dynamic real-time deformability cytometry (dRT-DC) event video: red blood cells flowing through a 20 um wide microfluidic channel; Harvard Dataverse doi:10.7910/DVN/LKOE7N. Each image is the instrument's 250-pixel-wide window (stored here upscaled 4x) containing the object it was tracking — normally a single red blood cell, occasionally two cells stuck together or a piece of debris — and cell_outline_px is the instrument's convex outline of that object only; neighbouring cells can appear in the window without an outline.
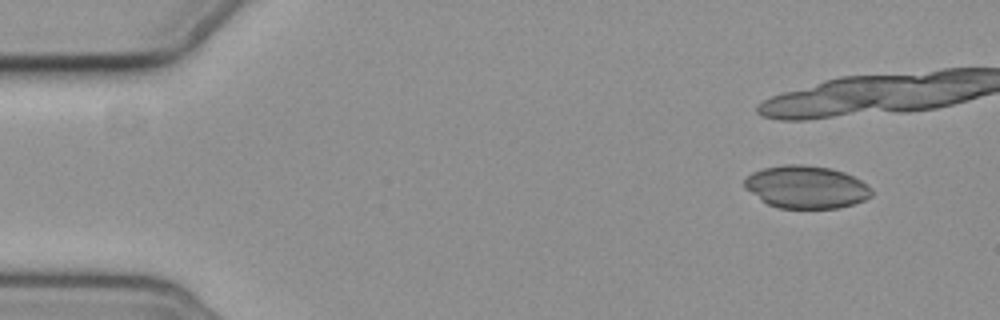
{"species": "common noctule bat (a hibernating species)", "species_latin": "Nyctalus noctula", "temperature_condition": "cold", "stored_images_in_passage": 5, "camera_frame_rate_fps": 3000, "um_per_image_px": 0.085, "animal": {"sex": "female", "body_mass_g": 19.3, "forearm_length_mm": 54.1}, "frame": {"image": 1, "passage_image": 1, "time_ms": 0.0, "image_size_px": [1000, 320], "cell_outline_px": [[872, 196], [864, 200], [840, 208], [780, 208], [768, 204], [760, 200], [744, 188], [744, 180], [752, 172], [764, 168], [784, 164], [804, 164], [832, 168], [844, 172], [860, 180], [872, 188]], "centroid_in_image_um": [68.52, 15.89], "position_along_channel_um": 16.5, "area_um2": 31.73}}